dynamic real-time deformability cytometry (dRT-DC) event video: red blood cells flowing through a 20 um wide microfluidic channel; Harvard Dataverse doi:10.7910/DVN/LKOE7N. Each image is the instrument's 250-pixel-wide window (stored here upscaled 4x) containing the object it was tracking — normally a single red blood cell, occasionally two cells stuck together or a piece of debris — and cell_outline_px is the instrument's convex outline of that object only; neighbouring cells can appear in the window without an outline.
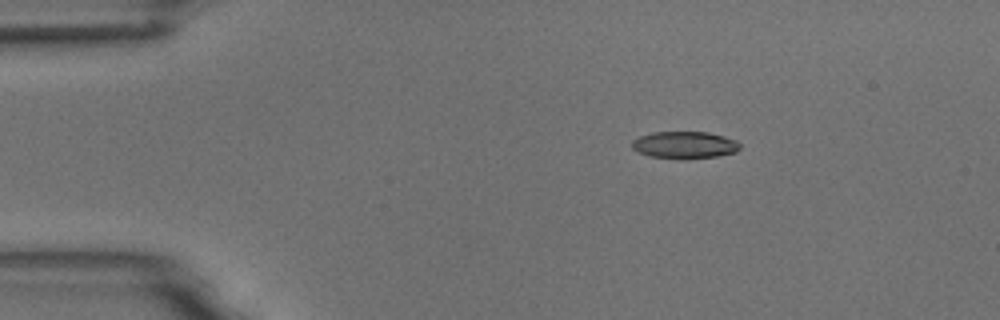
{"species": "common noctule bat (a hibernating species)", "species_latin": "Nyctalus noctula", "temperature_condition": "room temperature", "stored_images_in_passage": 4, "camera_frame_rate_fps": 3000, "um_per_image_px": 0.085, "animal": {"sex": "male", "body_mass_g": 18.8}, "frame": {"image": 1, "passage_image": 2, "time_ms": 2.0, "image_size_px": [1000, 320], "cell_outline_px": [[740, 148], [736, 152], [716, 156], [680, 160], [648, 156], [636, 152], [632, 148], [632, 140], [640, 136], [652, 132], [708, 132], [724, 136], [736, 140], [740, 144]], "centroid_in_image_um": [58.16, 12.33], "position_along_channel_um": 26.8, "area_um2": 17.34}}